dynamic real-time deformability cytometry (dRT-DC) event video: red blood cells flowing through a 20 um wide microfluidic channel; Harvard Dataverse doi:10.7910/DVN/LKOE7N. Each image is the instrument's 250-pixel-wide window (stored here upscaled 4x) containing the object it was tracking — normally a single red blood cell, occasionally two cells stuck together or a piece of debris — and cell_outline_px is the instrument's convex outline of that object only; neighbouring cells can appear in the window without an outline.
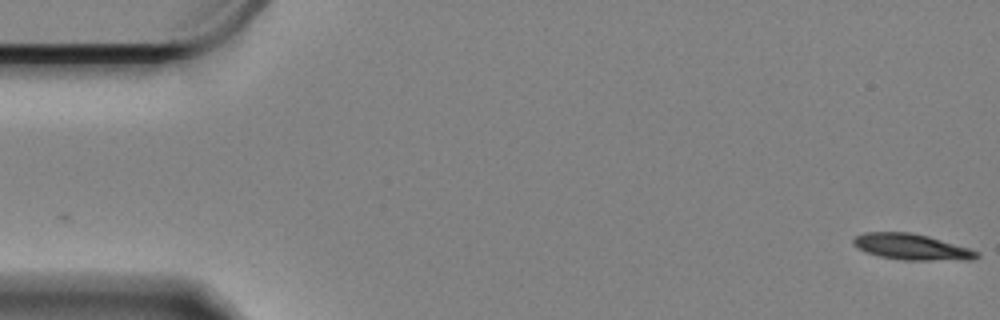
{"species": "Egyptian fruit bat (a non-hibernating species)", "species_latin": "Rousettus aegyptiacus", "temperature_condition": "cold", "stored_images_in_passage": 60, "camera_frame_rate_fps": 3000, "um_per_image_px": 0.085, "animal": {"sex": "female"}, "frame": {"image": 1, "passage_image": 1, "time_ms": 0.0, "image_size_px": [1000, 320], "cell_outline_px": [[980, 256], [976, 260], [904, 260], [880, 256], [856, 248], [852, 244], [852, 240], [856, 236], [864, 232], [908, 232], [928, 236], [968, 248], [980, 252]], "centroid_in_image_um": [77.5, 20.99], "position_along_channel_um": 7.5, "area_um2": 18.67}}
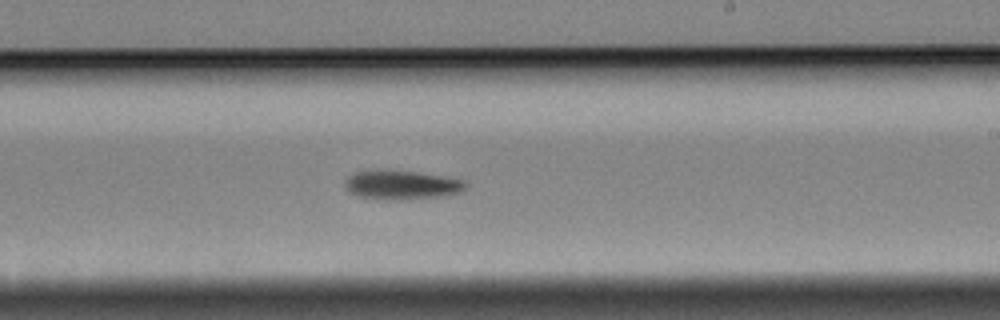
{"frame": {"image": 2, "passage_image": 35, "time_ms": 11.333, "image_size_px": [1000, 320], "cell_outline_px": [[468, 184], [460, 192], [444, 196], [404, 200], [380, 200], [360, 196], [348, 192], [344, 184], [348, 176], [356, 172], [416, 172], [464, 180]], "centroid_in_image_um": [34.16, 15.77], "position_along_channel_um": 254.8, "area_um2": 19.94}}
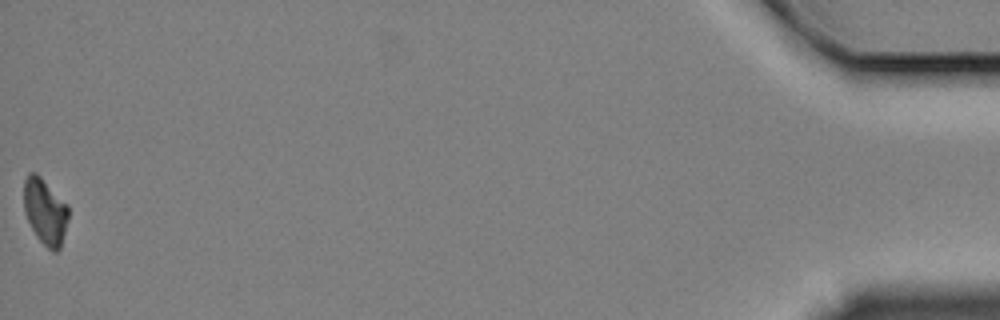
{"frame": {"image": 3, "passage_image": 60, "time_ms": 19.667, "image_size_px": [1000, 320], "cell_outline_px": [[68, 220], [60, 248], [56, 252], [52, 252], [36, 236], [24, 212], [24, 180], [28, 172], [36, 172], [68, 204]], "centroid_in_image_um": [3.84, 17.96], "position_along_channel_um": 431.4, "area_um2": 17.17}, "authors_computed_cell_mechanics": {"area_um2": 19.1896, "velocity_mm_per_s": 3.3021, "shape_relaxation_time_tau1_ms": 2.4736, "shape_relaxation_time_tau2_ms": null, "deformation_change_tau1": 0.111, "deformation_change_tau2": null}}